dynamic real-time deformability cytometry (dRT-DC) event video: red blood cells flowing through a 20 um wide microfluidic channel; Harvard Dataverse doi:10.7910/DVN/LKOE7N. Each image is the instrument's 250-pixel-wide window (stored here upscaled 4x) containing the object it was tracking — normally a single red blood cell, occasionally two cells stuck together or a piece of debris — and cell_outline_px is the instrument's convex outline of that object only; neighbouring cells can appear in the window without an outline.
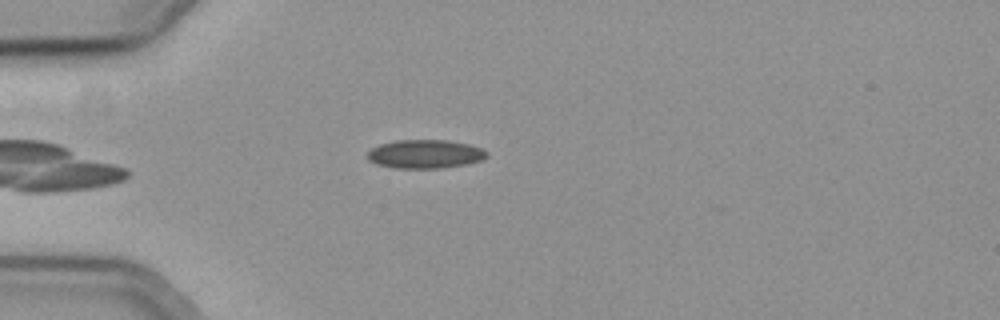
{"species": "common noctule bat (a hibernating species)", "species_latin": "Nyctalus noctula", "temperature_condition": "cold", "stored_images_in_passage": 35, "camera_frame_rate_fps": 3000, "um_per_image_px": 0.085, "animal": {"sex": "female", "body_mass_g": 19.3, "forearm_length_mm": 54.1}, "frame": {"image": 1, "passage_image": 2, "time_ms": 0.333, "image_size_px": [1000, 320], "cell_outline_px": [[488, 156], [480, 160], [464, 164], [440, 168], [392, 168], [376, 164], [368, 160], [364, 156], [372, 148], [380, 144], [396, 140], [444, 140], [468, 144], [480, 148], [488, 152]], "centroid_in_image_um": [36.07, 13.09], "position_along_channel_um": 48.9, "area_um2": 19.88}}
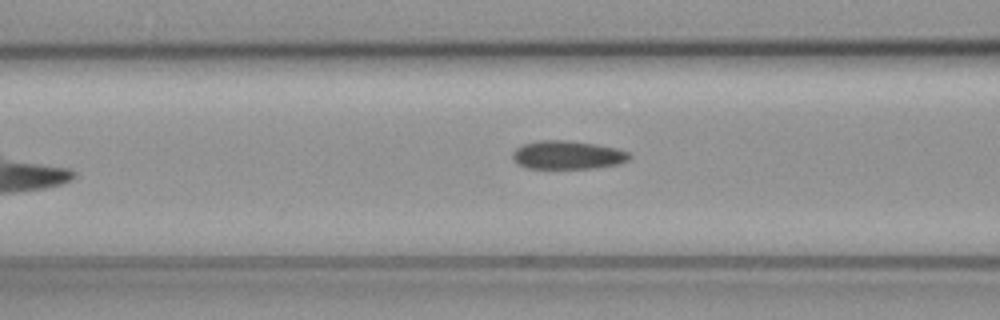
{"frame": {"image": 2, "passage_image": 9, "time_ms": 2.667, "image_size_px": [1000, 320], "cell_outline_px": [[632, 156], [628, 160], [620, 164], [592, 168], [528, 168], [516, 164], [512, 156], [512, 152], [516, 148], [524, 144], [540, 140], [568, 140], [596, 144], [616, 148], [628, 152]], "centroid_in_image_um": [48.24, 13.17], "position_along_channel_um": 118.4, "area_um2": 19.42}}
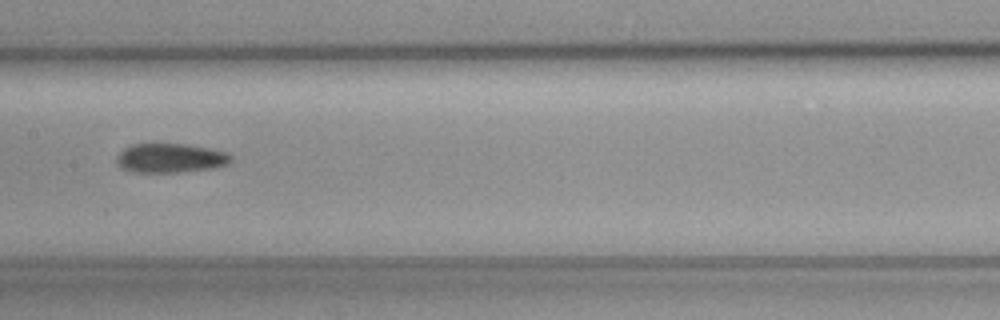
{"frame": {"image": 3, "passage_image": 15, "time_ms": 4.667, "image_size_px": [1000, 320], "cell_outline_px": [[232, 160], [228, 164], [216, 168], [180, 172], [132, 172], [120, 168], [116, 164], [116, 156], [124, 148], [132, 144], [184, 144], [208, 148], [224, 152], [232, 156]], "centroid_in_image_um": [14.45, 13.45], "position_along_channel_um": 192.9, "area_um2": 19.59}}